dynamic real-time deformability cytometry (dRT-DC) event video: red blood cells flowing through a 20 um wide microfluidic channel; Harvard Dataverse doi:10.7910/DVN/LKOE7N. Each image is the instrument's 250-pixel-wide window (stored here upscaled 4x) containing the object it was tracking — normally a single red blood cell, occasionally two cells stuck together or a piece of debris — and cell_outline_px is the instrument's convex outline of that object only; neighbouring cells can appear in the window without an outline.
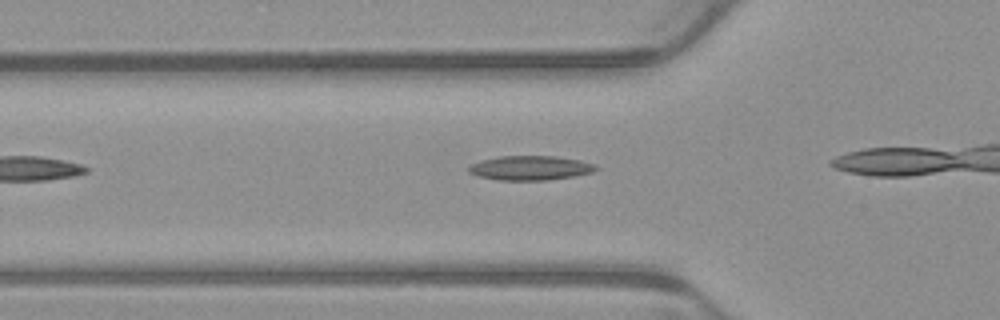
{"species": "common noctule bat (a hibernating species)", "species_latin": "Nyctalus noctula", "temperature_condition": "warm", "stored_images_in_passage": 3, "camera_frame_rate_fps": 3000, "um_per_image_px": 0.085, "animal": {"sex": "male", "body_mass_g": 23.1, "forearm_length_mm": 52.7}, "frame": {"image": 1, "passage_image": 2, "time_ms": 0.333, "image_size_px": [1000, 320], "cell_outline_px": [[600, 168], [592, 172], [572, 176], [548, 180], [500, 180], [480, 176], [468, 172], [468, 168], [472, 164], [480, 160], [500, 156], [556, 156], [580, 160], [596, 164]], "centroid_in_image_um": [45.1, 14.27], "position_along_channel_um": 80.7, "area_um2": 18.03}}